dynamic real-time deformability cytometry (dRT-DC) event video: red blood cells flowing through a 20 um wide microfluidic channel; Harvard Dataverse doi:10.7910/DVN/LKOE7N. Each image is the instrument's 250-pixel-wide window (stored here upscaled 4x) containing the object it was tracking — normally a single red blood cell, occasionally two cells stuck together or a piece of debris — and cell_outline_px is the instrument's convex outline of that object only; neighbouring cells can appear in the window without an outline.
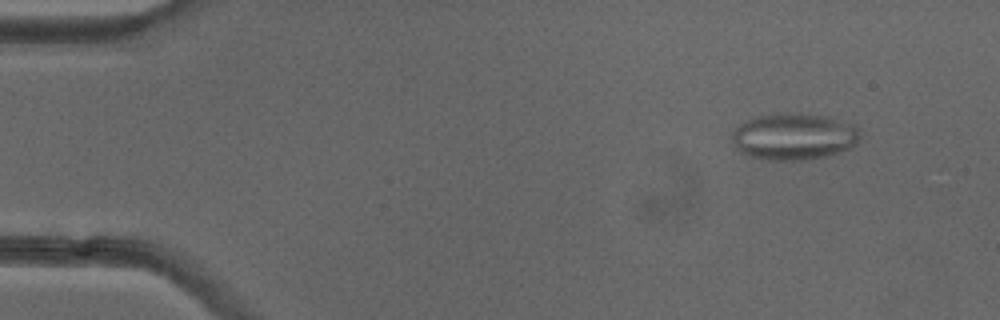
{"species": "common noctule bat (a hibernating species)", "species_latin": "Nyctalus noctula", "temperature_condition": "cold", "stored_images_in_passage": 49, "segment_of_instrument_passage": [1, 2], "camera_frame_rate_fps": 3000, "um_per_image_px": 0.085, "animal": {"sex": "female"}, "frame": {"image": 1, "passage_image": 5, "time_ms": 1.333, "image_size_px": [1000, 320], "cell_outline_px": [[860, 140], [852, 148], [828, 156], [808, 160], [768, 160], [748, 156], [740, 152], [736, 148], [732, 140], [732, 132], [740, 124], [748, 120], [760, 116], [788, 112], [828, 116], [856, 124], [860, 136]], "centroid_in_image_um": [67.53, 11.62], "position_along_channel_um": 17.5, "area_um2": 35.26}}